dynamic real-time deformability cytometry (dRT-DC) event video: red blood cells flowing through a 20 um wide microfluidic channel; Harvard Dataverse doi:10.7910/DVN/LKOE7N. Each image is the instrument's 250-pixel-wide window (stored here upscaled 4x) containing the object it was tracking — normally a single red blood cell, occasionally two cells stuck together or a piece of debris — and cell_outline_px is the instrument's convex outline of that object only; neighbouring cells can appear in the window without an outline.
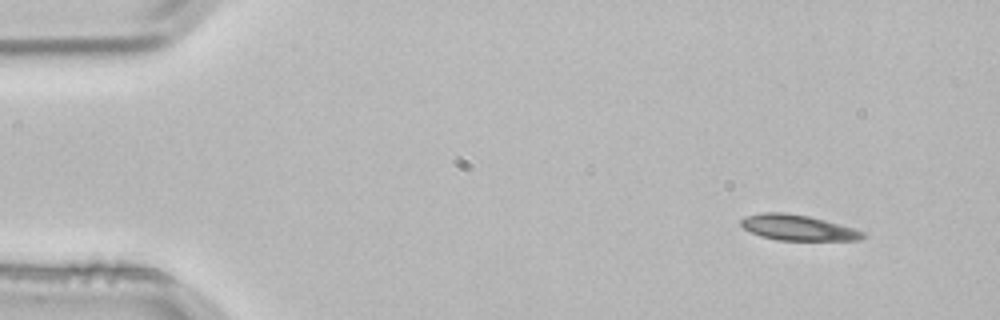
{"species": "common noctule bat (a hibernating species)", "species_latin": "Nyctalus noctula", "temperature_condition": "room temperature", "stored_images_in_passage": 2, "camera_frame_rate_fps": 3000, "um_per_image_px": 0.085, "animal": {"sex": "male", "body_mass_g": 21.5, "forearm_length_mm": 52.0}, "frame": {"image": 1, "passage_image": 1, "time_ms": 0.0, "image_size_px": [1000, 320], "cell_outline_px": [[868, 236], [860, 240], [776, 240], [760, 236], [744, 228], [740, 224], [740, 220], [744, 216], [764, 212], [784, 212], [808, 216], [840, 224], [864, 232]], "centroid_in_image_um": [67.81, 19.35], "position_along_channel_um": 17.2, "area_um2": 18.15}}
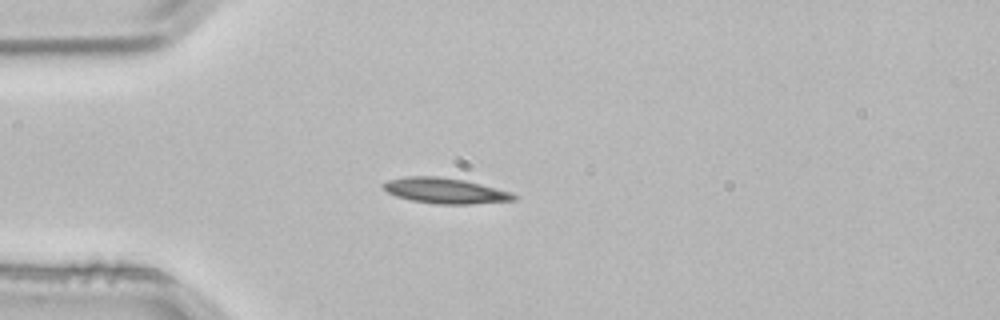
{"frame": {"image": 2, "passage_image": 2, "time_ms": 0.333, "image_size_px": [1000, 320], "cell_outline_px": [[516, 200], [472, 204], [436, 204], [412, 200], [396, 196], [388, 192], [380, 184], [388, 180], [404, 176], [436, 176], [464, 180], [512, 192], [516, 196]], "centroid_in_image_um": [37.82, 16.21], "position_along_channel_um": 47.2, "area_um2": 19.36}}